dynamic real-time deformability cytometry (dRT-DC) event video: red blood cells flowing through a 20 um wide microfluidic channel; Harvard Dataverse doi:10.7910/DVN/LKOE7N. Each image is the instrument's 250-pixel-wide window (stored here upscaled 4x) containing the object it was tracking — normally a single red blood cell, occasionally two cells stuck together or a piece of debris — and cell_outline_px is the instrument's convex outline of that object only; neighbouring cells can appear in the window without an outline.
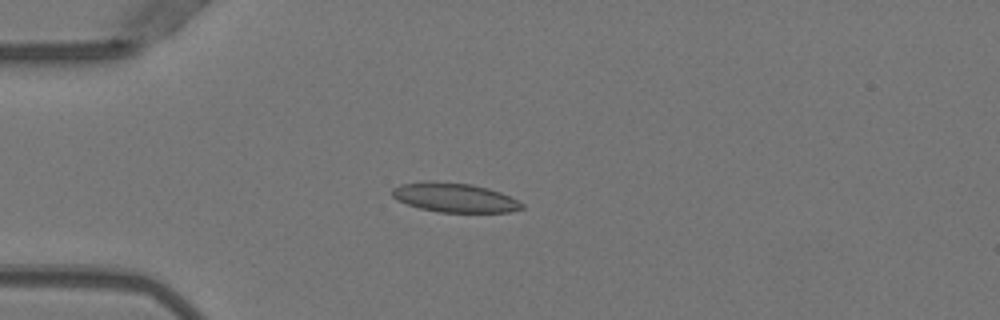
{"species": "Egyptian fruit bat (a non-hibernating species)", "species_latin": "Rousettus aegyptiacus", "temperature_condition": "warm", "stored_images_in_passage": 4, "camera_frame_rate_fps": 3000, "um_per_image_px": 0.085, "animal": {"sex": "female"}, "frame": {"image": 1, "passage_image": 4, "time_ms": 1.0, "image_size_px": [1000, 320], "cell_outline_px": [[524, 208], [508, 212], [440, 212], [420, 208], [396, 200], [392, 196], [392, 188], [400, 184], [428, 180], [472, 184], [488, 188], [500, 192], [524, 204]], "centroid_in_image_um": [38.6, 16.78], "position_along_channel_um": 46.4, "area_um2": 22.14}}